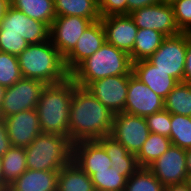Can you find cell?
<instances>
[{
    "label": "cell",
    "mask_w": 191,
    "mask_h": 191,
    "mask_svg": "<svg viewBox=\"0 0 191 191\" xmlns=\"http://www.w3.org/2000/svg\"><path fill=\"white\" fill-rule=\"evenodd\" d=\"M163 0H127V14L135 9L157 4Z\"/></svg>",
    "instance_id": "cell-39"
},
{
    "label": "cell",
    "mask_w": 191,
    "mask_h": 191,
    "mask_svg": "<svg viewBox=\"0 0 191 191\" xmlns=\"http://www.w3.org/2000/svg\"><path fill=\"white\" fill-rule=\"evenodd\" d=\"M25 150L27 169L59 172L72 161L73 143L69 137L41 133Z\"/></svg>",
    "instance_id": "cell-5"
},
{
    "label": "cell",
    "mask_w": 191,
    "mask_h": 191,
    "mask_svg": "<svg viewBox=\"0 0 191 191\" xmlns=\"http://www.w3.org/2000/svg\"><path fill=\"white\" fill-rule=\"evenodd\" d=\"M10 6V0H0V22L5 16L6 10Z\"/></svg>",
    "instance_id": "cell-41"
},
{
    "label": "cell",
    "mask_w": 191,
    "mask_h": 191,
    "mask_svg": "<svg viewBox=\"0 0 191 191\" xmlns=\"http://www.w3.org/2000/svg\"><path fill=\"white\" fill-rule=\"evenodd\" d=\"M129 75L109 76L91 82L86 89L113 114L124 112Z\"/></svg>",
    "instance_id": "cell-13"
},
{
    "label": "cell",
    "mask_w": 191,
    "mask_h": 191,
    "mask_svg": "<svg viewBox=\"0 0 191 191\" xmlns=\"http://www.w3.org/2000/svg\"><path fill=\"white\" fill-rule=\"evenodd\" d=\"M101 17L127 14V0H98Z\"/></svg>",
    "instance_id": "cell-36"
},
{
    "label": "cell",
    "mask_w": 191,
    "mask_h": 191,
    "mask_svg": "<svg viewBox=\"0 0 191 191\" xmlns=\"http://www.w3.org/2000/svg\"><path fill=\"white\" fill-rule=\"evenodd\" d=\"M186 166L189 175L191 174V148L186 149Z\"/></svg>",
    "instance_id": "cell-42"
},
{
    "label": "cell",
    "mask_w": 191,
    "mask_h": 191,
    "mask_svg": "<svg viewBox=\"0 0 191 191\" xmlns=\"http://www.w3.org/2000/svg\"><path fill=\"white\" fill-rule=\"evenodd\" d=\"M164 109V99L139 80L129 75L124 113L146 117Z\"/></svg>",
    "instance_id": "cell-14"
},
{
    "label": "cell",
    "mask_w": 191,
    "mask_h": 191,
    "mask_svg": "<svg viewBox=\"0 0 191 191\" xmlns=\"http://www.w3.org/2000/svg\"><path fill=\"white\" fill-rule=\"evenodd\" d=\"M4 121L12 146L26 148L42 133L36 109L21 111Z\"/></svg>",
    "instance_id": "cell-15"
},
{
    "label": "cell",
    "mask_w": 191,
    "mask_h": 191,
    "mask_svg": "<svg viewBox=\"0 0 191 191\" xmlns=\"http://www.w3.org/2000/svg\"><path fill=\"white\" fill-rule=\"evenodd\" d=\"M0 188L4 189V175L2 167V157H0Z\"/></svg>",
    "instance_id": "cell-43"
},
{
    "label": "cell",
    "mask_w": 191,
    "mask_h": 191,
    "mask_svg": "<svg viewBox=\"0 0 191 191\" xmlns=\"http://www.w3.org/2000/svg\"><path fill=\"white\" fill-rule=\"evenodd\" d=\"M164 191H191L187 182L165 186Z\"/></svg>",
    "instance_id": "cell-40"
},
{
    "label": "cell",
    "mask_w": 191,
    "mask_h": 191,
    "mask_svg": "<svg viewBox=\"0 0 191 191\" xmlns=\"http://www.w3.org/2000/svg\"><path fill=\"white\" fill-rule=\"evenodd\" d=\"M113 117L114 114L95 96L73 81V97L68 124V137L73 144L109 136Z\"/></svg>",
    "instance_id": "cell-1"
},
{
    "label": "cell",
    "mask_w": 191,
    "mask_h": 191,
    "mask_svg": "<svg viewBox=\"0 0 191 191\" xmlns=\"http://www.w3.org/2000/svg\"><path fill=\"white\" fill-rule=\"evenodd\" d=\"M105 149L111 160V167L120 171V174L128 179L139 168L135 154L130 153L120 142L112 136H105L97 140Z\"/></svg>",
    "instance_id": "cell-20"
},
{
    "label": "cell",
    "mask_w": 191,
    "mask_h": 191,
    "mask_svg": "<svg viewBox=\"0 0 191 191\" xmlns=\"http://www.w3.org/2000/svg\"><path fill=\"white\" fill-rule=\"evenodd\" d=\"M148 169L164 186L187 182L186 149L171 144Z\"/></svg>",
    "instance_id": "cell-12"
},
{
    "label": "cell",
    "mask_w": 191,
    "mask_h": 191,
    "mask_svg": "<svg viewBox=\"0 0 191 191\" xmlns=\"http://www.w3.org/2000/svg\"><path fill=\"white\" fill-rule=\"evenodd\" d=\"M133 62L130 55L105 42L101 48L90 57L83 60L69 77L76 85L86 88L91 82L117 75H130Z\"/></svg>",
    "instance_id": "cell-3"
},
{
    "label": "cell",
    "mask_w": 191,
    "mask_h": 191,
    "mask_svg": "<svg viewBox=\"0 0 191 191\" xmlns=\"http://www.w3.org/2000/svg\"><path fill=\"white\" fill-rule=\"evenodd\" d=\"M176 23L182 32L191 33V0H169Z\"/></svg>",
    "instance_id": "cell-34"
},
{
    "label": "cell",
    "mask_w": 191,
    "mask_h": 191,
    "mask_svg": "<svg viewBox=\"0 0 191 191\" xmlns=\"http://www.w3.org/2000/svg\"><path fill=\"white\" fill-rule=\"evenodd\" d=\"M183 83L191 84V33L187 32V51Z\"/></svg>",
    "instance_id": "cell-38"
},
{
    "label": "cell",
    "mask_w": 191,
    "mask_h": 191,
    "mask_svg": "<svg viewBox=\"0 0 191 191\" xmlns=\"http://www.w3.org/2000/svg\"><path fill=\"white\" fill-rule=\"evenodd\" d=\"M145 119L151 133L164 135L170 138L172 127L171 114L166 109L158 111L152 115H148Z\"/></svg>",
    "instance_id": "cell-33"
},
{
    "label": "cell",
    "mask_w": 191,
    "mask_h": 191,
    "mask_svg": "<svg viewBox=\"0 0 191 191\" xmlns=\"http://www.w3.org/2000/svg\"><path fill=\"white\" fill-rule=\"evenodd\" d=\"M56 16H80L92 22L101 18L98 0H54Z\"/></svg>",
    "instance_id": "cell-23"
},
{
    "label": "cell",
    "mask_w": 191,
    "mask_h": 191,
    "mask_svg": "<svg viewBox=\"0 0 191 191\" xmlns=\"http://www.w3.org/2000/svg\"><path fill=\"white\" fill-rule=\"evenodd\" d=\"M50 28L9 6L0 22V34L20 35L29 44L49 40Z\"/></svg>",
    "instance_id": "cell-10"
},
{
    "label": "cell",
    "mask_w": 191,
    "mask_h": 191,
    "mask_svg": "<svg viewBox=\"0 0 191 191\" xmlns=\"http://www.w3.org/2000/svg\"><path fill=\"white\" fill-rule=\"evenodd\" d=\"M57 191H96L91 177L73 160L58 172Z\"/></svg>",
    "instance_id": "cell-22"
},
{
    "label": "cell",
    "mask_w": 191,
    "mask_h": 191,
    "mask_svg": "<svg viewBox=\"0 0 191 191\" xmlns=\"http://www.w3.org/2000/svg\"><path fill=\"white\" fill-rule=\"evenodd\" d=\"M17 57L23 78L51 85L61 83L69 77L64 58L50 39L29 44Z\"/></svg>",
    "instance_id": "cell-2"
},
{
    "label": "cell",
    "mask_w": 191,
    "mask_h": 191,
    "mask_svg": "<svg viewBox=\"0 0 191 191\" xmlns=\"http://www.w3.org/2000/svg\"><path fill=\"white\" fill-rule=\"evenodd\" d=\"M133 74L154 93L165 99L179 82L166 72L156 69L147 59L133 62Z\"/></svg>",
    "instance_id": "cell-19"
},
{
    "label": "cell",
    "mask_w": 191,
    "mask_h": 191,
    "mask_svg": "<svg viewBox=\"0 0 191 191\" xmlns=\"http://www.w3.org/2000/svg\"><path fill=\"white\" fill-rule=\"evenodd\" d=\"M10 6L49 28L56 18L54 0H10Z\"/></svg>",
    "instance_id": "cell-24"
},
{
    "label": "cell",
    "mask_w": 191,
    "mask_h": 191,
    "mask_svg": "<svg viewBox=\"0 0 191 191\" xmlns=\"http://www.w3.org/2000/svg\"><path fill=\"white\" fill-rule=\"evenodd\" d=\"M150 133L145 117L124 112L114 114L110 136L130 153L137 155Z\"/></svg>",
    "instance_id": "cell-9"
},
{
    "label": "cell",
    "mask_w": 191,
    "mask_h": 191,
    "mask_svg": "<svg viewBox=\"0 0 191 191\" xmlns=\"http://www.w3.org/2000/svg\"><path fill=\"white\" fill-rule=\"evenodd\" d=\"M96 191H124L127 179L113 167L94 172L91 176Z\"/></svg>",
    "instance_id": "cell-29"
},
{
    "label": "cell",
    "mask_w": 191,
    "mask_h": 191,
    "mask_svg": "<svg viewBox=\"0 0 191 191\" xmlns=\"http://www.w3.org/2000/svg\"><path fill=\"white\" fill-rule=\"evenodd\" d=\"M5 91H6V87L0 85V106H1L4 94H5Z\"/></svg>",
    "instance_id": "cell-44"
},
{
    "label": "cell",
    "mask_w": 191,
    "mask_h": 191,
    "mask_svg": "<svg viewBox=\"0 0 191 191\" xmlns=\"http://www.w3.org/2000/svg\"><path fill=\"white\" fill-rule=\"evenodd\" d=\"M187 183L189 184V187L191 189V174L188 175Z\"/></svg>",
    "instance_id": "cell-45"
},
{
    "label": "cell",
    "mask_w": 191,
    "mask_h": 191,
    "mask_svg": "<svg viewBox=\"0 0 191 191\" xmlns=\"http://www.w3.org/2000/svg\"><path fill=\"white\" fill-rule=\"evenodd\" d=\"M171 126V143L183 149L191 148V117L171 114Z\"/></svg>",
    "instance_id": "cell-31"
},
{
    "label": "cell",
    "mask_w": 191,
    "mask_h": 191,
    "mask_svg": "<svg viewBox=\"0 0 191 191\" xmlns=\"http://www.w3.org/2000/svg\"><path fill=\"white\" fill-rule=\"evenodd\" d=\"M187 51V32L166 37L160 47L147 59L156 69L183 82Z\"/></svg>",
    "instance_id": "cell-6"
},
{
    "label": "cell",
    "mask_w": 191,
    "mask_h": 191,
    "mask_svg": "<svg viewBox=\"0 0 191 191\" xmlns=\"http://www.w3.org/2000/svg\"><path fill=\"white\" fill-rule=\"evenodd\" d=\"M106 42L101 20L93 22L82 34L75 48L64 58V65L70 74L83 60L97 52Z\"/></svg>",
    "instance_id": "cell-17"
},
{
    "label": "cell",
    "mask_w": 191,
    "mask_h": 191,
    "mask_svg": "<svg viewBox=\"0 0 191 191\" xmlns=\"http://www.w3.org/2000/svg\"><path fill=\"white\" fill-rule=\"evenodd\" d=\"M169 137L150 133L147 140L143 143L141 150L136 155L140 168H148L171 146Z\"/></svg>",
    "instance_id": "cell-27"
},
{
    "label": "cell",
    "mask_w": 191,
    "mask_h": 191,
    "mask_svg": "<svg viewBox=\"0 0 191 191\" xmlns=\"http://www.w3.org/2000/svg\"><path fill=\"white\" fill-rule=\"evenodd\" d=\"M11 147L12 144L8 137L5 121L0 116V157H2Z\"/></svg>",
    "instance_id": "cell-37"
},
{
    "label": "cell",
    "mask_w": 191,
    "mask_h": 191,
    "mask_svg": "<svg viewBox=\"0 0 191 191\" xmlns=\"http://www.w3.org/2000/svg\"><path fill=\"white\" fill-rule=\"evenodd\" d=\"M28 46L20 35L0 34V51L18 56Z\"/></svg>",
    "instance_id": "cell-35"
},
{
    "label": "cell",
    "mask_w": 191,
    "mask_h": 191,
    "mask_svg": "<svg viewBox=\"0 0 191 191\" xmlns=\"http://www.w3.org/2000/svg\"><path fill=\"white\" fill-rule=\"evenodd\" d=\"M72 97L73 80L70 77L58 84L45 85L36 108L42 133L68 137Z\"/></svg>",
    "instance_id": "cell-4"
},
{
    "label": "cell",
    "mask_w": 191,
    "mask_h": 191,
    "mask_svg": "<svg viewBox=\"0 0 191 191\" xmlns=\"http://www.w3.org/2000/svg\"><path fill=\"white\" fill-rule=\"evenodd\" d=\"M164 188L148 168H139L127 179L124 191H164Z\"/></svg>",
    "instance_id": "cell-30"
},
{
    "label": "cell",
    "mask_w": 191,
    "mask_h": 191,
    "mask_svg": "<svg viewBox=\"0 0 191 191\" xmlns=\"http://www.w3.org/2000/svg\"><path fill=\"white\" fill-rule=\"evenodd\" d=\"M164 109L170 114L191 117V84H177L164 99Z\"/></svg>",
    "instance_id": "cell-28"
},
{
    "label": "cell",
    "mask_w": 191,
    "mask_h": 191,
    "mask_svg": "<svg viewBox=\"0 0 191 191\" xmlns=\"http://www.w3.org/2000/svg\"><path fill=\"white\" fill-rule=\"evenodd\" d=\"M165 38V35L156 30L138 29L133 50L129 53L132 62L148 59Z\"/></svg>",
    "instance_id": "cell-25"
},
{
    "label": "cell",
    "mask_w": 191,
    "mask_h": 191,
    "mask_svg": "<svg viewBox=\"0 0 191 191\" xmlns=\"http://www.w3.org/2000/svg\"><path fill=\"white\" fill-rule=\"evenodd\" d=\"M129 15L138 29L156 30L166 37L182 33L176 23L174 10L169 0L135 9Z\"/></svg>",
    "instance_id": "cell-8"
},
{
    "label": "cell",
    "mask_w": 191,
    "mask_h": 191,
    "mask_svg": "<svg viewBox=\"0 0 191 191\" xmlns=\"http://www.w3.org/2000/svg\"><path fill=\"white\" fill-rule=\"evenodd\" d=\"M44 87L43 82L28 78H22L7 87L0 106V116L4 119L21 111L36 109Z\"/></svg>",
    "instance_id": "cell-7"
},
{
    "label": "cell",
    "mask_w": 191,
    "mask_h": 191,
    "mask_svg": "<svg viewBox=\"0 0 191 191\" xmlns=\"http://www.w3.org/2000/svg\"><path fill=\"white\" fill-rule=\"evenodd\" d=\"M22 78L18 57L0 51V85L7 88Z\"/></svg>",
    "instance_id": "cell-32"
},
{
    "label": "cell",
    "mask_w": 191,
    "mask_h": 191,
    "mask_svg": "<svg viewBox=\"0 0 191 191\" xmlns=\"http://www.w3.org/2000/svg\"><path fill=\"white\" fill-rule=\"evenodd\" d=\"M2 167L4 175V189H7L22 173L27 170L25 148L12 146L2 156Z\"/></svg>",
    "instance_id": "cell-26"
},
{
    "label": "cell",
    "mask_w": 191,
    "mask_h": 191,
    "mask_svg": "<svg viewBox=\"0 0 191 191\" xmlns=\"http://www.w3.org/2000/svg\"><path fill=\"white\" fill-rule=\"evenodd\" d=\"M92 23L90 19L80 16H56L50 26L49 39L65 58Z\"/></svg>",
    "instance_id": "cell-11"
},
{
    "label": "cell",
    "mask_w": 191,
    "mask_h": 191,
    "mask_svg": "<svg viewBox=\"0 0 191 191\" xmlns=\"http://www.w3.org/2000/svg\"><path fill=\"white\" fill-rule=\"evenodd\" d=\"M0 191H10V190L7 188V189H1Z\"/></svg>",
    "instance_id": "cell-46"
},
{
    "label": "cell",
    "mask_w": 191,
    "mask_h": 191,
    "mask_svg": "<svg viewBox=\"0 0 191 191\" xmlns=\"http://www.w3.org/2000/svg\"><path fill=\"white\" fill-rule=\"evenodd\" d=\"M58 171L27 169L10 186V191H57Z\"/></svg>",
    "instance_id": "cell-21"
},
{
    "label": "cell",
    "mask_w": 191,
    "mask_h": 191,
    "mask_svg": "<svg viewBox=\"0 0 191 191\" xmlns=\"http://www.w3.org/2000/svg\"><path fill=\"white\" fill-rule=\"evenodd\" d=\"M105 30L106 42L128 54L133 50L138 28L129 14L100 18Z\"/></svg>",
    "instance_id": "cell-16"
},
{
    "label": "cell",
    "mask_w": 191,
    "mask_h": 191,
    "mask_svg": "<svg viewBox=\"0 0 191 191\" xmlns=\"http://www.w3.org/2000/svg\"><path fill=\"white\" fill-rule=\"evenodd\" d=\"M72 160L89 176L107 170L112 165L104 147L97 140L74 143Z\"/></svg>",
    "instance_id": "cell-18"
}]
</instances>
